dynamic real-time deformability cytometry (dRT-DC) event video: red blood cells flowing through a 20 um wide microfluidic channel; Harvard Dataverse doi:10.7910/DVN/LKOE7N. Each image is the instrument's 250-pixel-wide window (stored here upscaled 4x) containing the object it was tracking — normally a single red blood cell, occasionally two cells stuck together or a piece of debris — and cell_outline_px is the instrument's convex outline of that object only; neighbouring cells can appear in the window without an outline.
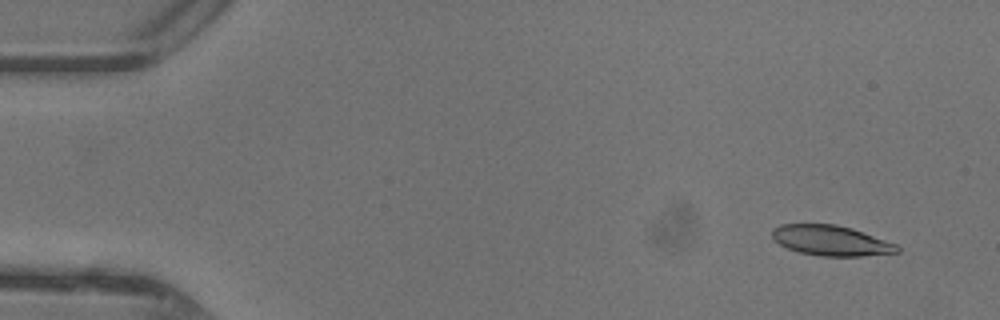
{"species": "common noctule bat (a hibernating species)", "species_latin": "Nyctalus noctula", "temperature_condition": "warm", "stored_images_in_passage": 48, "camera_frame_rate_fps": 3000, "um_per_image_px": 0.085, "animal": {"sex": "female"}, "frame": {"image": 1, "passage_image": 4, "time_ms": 1.0, "image_size_px": [1000, 320], "cell_outline_px": [[900, 252], [860, 256], [820, 256], [800, 252], [788, 248], [772, 240], [772, 228], [780, 224], [836, 224], [852, 228], [896, 244], [900, 248]], "centroid_in_image_um": [70.6, 20.44], "position_along_channel_um": 14.4, "area_um2": 22.02}}
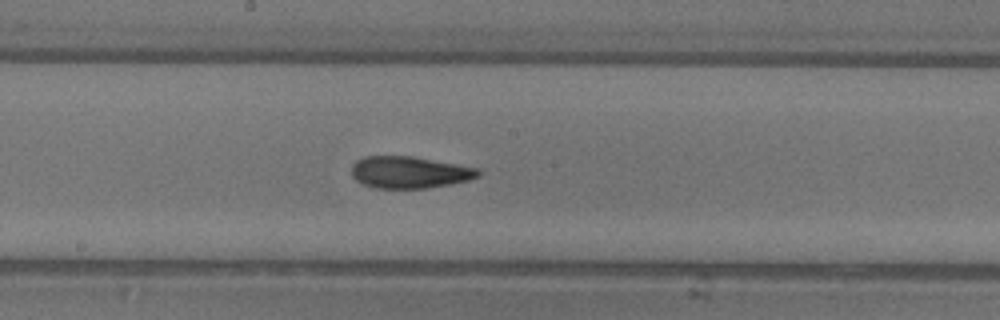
{"frame": {"image": 2, "passage_image": 26, "time_ms": 8.333, "image_size_px": [1000, 320], "cell_outline_px": [[480, 176], [468, 180], [452, 184], [424, 188], [376, 188], [364, 184], [356, 180], [352, 176], [352, 164], [356, 160], [364, 156], [412, 156], [480, 168]], "centroid_in_image_um": [34.82, 14.64], "position_along_channel_um": 213.4, "area_um2": 23.58}}
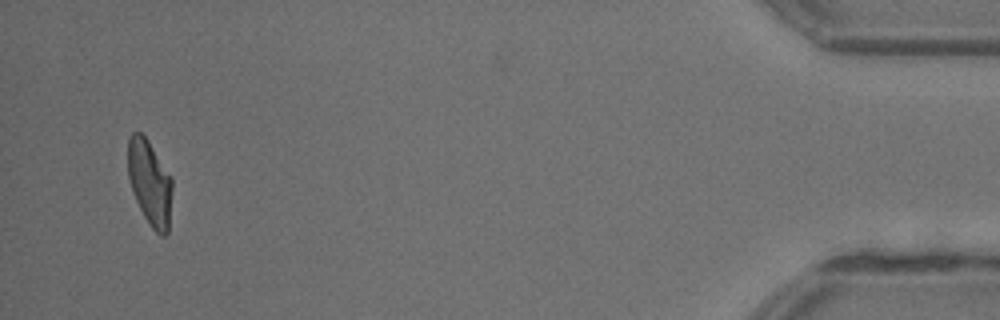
{"frame": {"image": 3, "passage_image": 46, "time_ms": 15.0, "image_size_px": [1000, 320], "cell_outline_px": [[172, 188], [168, 232], [164, 236], [160, 236], [152, 228], [144, 216], [132, 192], [128, 176], [128, 136], [132, 132], [140, 132], [148, 140], [172, 176]], "centroid_in_image_um": [12.73, 15.51], "position_along_channel_um": 422.5, "area_um2": 22.14}, "authors_computed_cell_mechanics": {"area_um2": 23.0911, "velocity_mm_per_s": 4.4063, "shape_relaxation_time_tau1_ms": 7.6568, "shape_relaxation_time_tau2_ms": 2.0813, "deformation_change_tau1": 0.2458, "deformation_change_tau2": 0.1008}}